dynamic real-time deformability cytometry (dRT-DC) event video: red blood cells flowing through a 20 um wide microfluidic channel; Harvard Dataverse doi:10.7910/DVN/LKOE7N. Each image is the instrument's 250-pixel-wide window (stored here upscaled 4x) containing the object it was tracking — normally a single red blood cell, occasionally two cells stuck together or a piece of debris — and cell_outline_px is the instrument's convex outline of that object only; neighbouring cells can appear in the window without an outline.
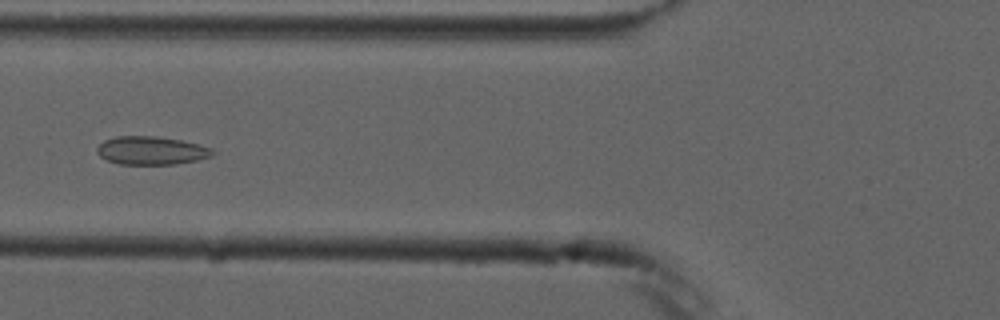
{"species": "common noctule bat (a hibernating species)", "species_latin": "Nyctalus noctula", "temperature_condition": "cold", "stored_images_in_passage": 7, "camera_frame_rate_fps": 3000, "um_per_image_px": 0.085, "animal": {"sex": "male", "forearm_length_mm": 52.5}, "frame": {"image": 1, "passage_image": 7, "time_ms": 6.667, "image_size_px": [1000, 320], "cell_outline_px": [[216, 152], [212, 156], [196, 160], [176, 164], [120, 164], [108, 160], [100, 156], [96, 152], [96, 148], [104, 140], [116, 136], [156, 136], [180, 140], [200, 144], [212, 148]], "centroid_in_image_um": [12.88, 12.79], "position_along_channel_um": 112.9, "area_um2": 19.07}}